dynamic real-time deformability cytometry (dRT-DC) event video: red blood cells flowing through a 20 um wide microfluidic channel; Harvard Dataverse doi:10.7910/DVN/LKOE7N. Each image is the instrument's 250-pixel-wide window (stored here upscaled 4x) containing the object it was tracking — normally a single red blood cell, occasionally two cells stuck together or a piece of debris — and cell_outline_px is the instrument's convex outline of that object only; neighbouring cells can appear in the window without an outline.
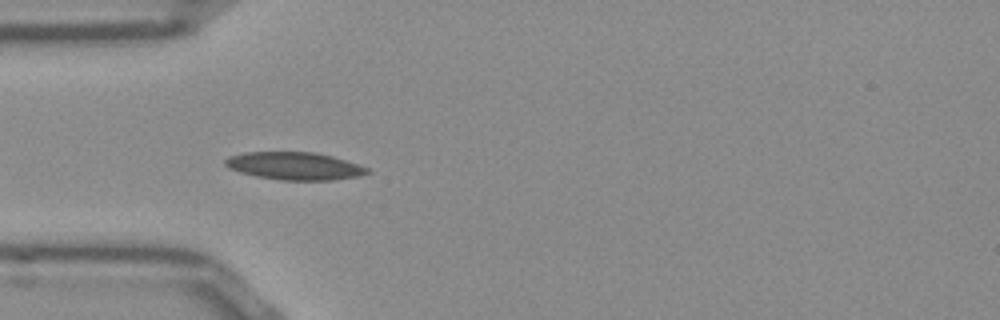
{"species": "Egyptian fruit bat (a non-hibernating species)", "species_latin": "Rousettus aegyptiacus", "temperature_condition": "room temperature", "stored_images_in_passage": 38, "camera_frame_rate_fps": 3000, "um_per_image_px": 0.085, "frame": {"image": 1, "passage_image": 1, "time_ms": 0.0, "image_size_px": [1000, 320], "cell_outline_px": [[372, 172], [360, 176], [332, 180], [280, 180], [256, 176], [240, 172], [228, 168], [224, 164], [224, 160], [228, 156], [244, 152], [316, 152], [332, 156], [368, 168]], "centroid_in_image_um": [25.01, 14.11], "position_along_channel_um": 60.0, "area_um2": 22.95}}
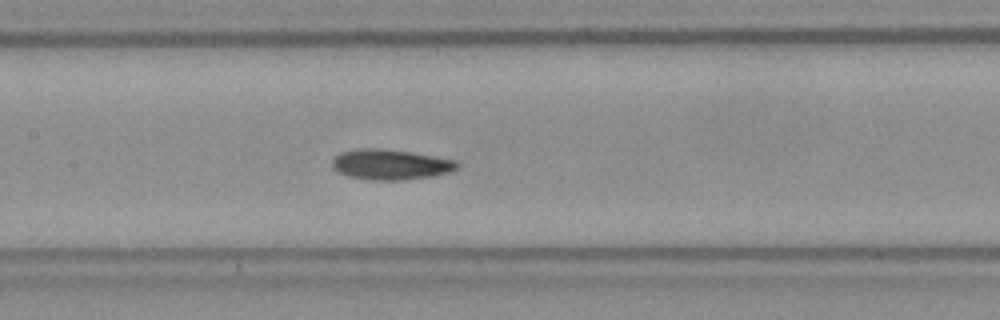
{"frame": {"image": 2, "passage_image": 10, "time_ms": 3.0, "image_size_px": [1000, 320], "cell_outline_px": [[460, 164], [456, 168], [448, 172], [432, 176], [400, 180], [372, 180], [348, 176], [336, 172], [332, 164], [332, 160], [340, 152], [356, 148], [380, 148], [408, 152], [456, 160]], "centroid_in_image_um": [33.14, 13.98], "position_along_channel_um": 174.3, "area_um2": 21.96}}
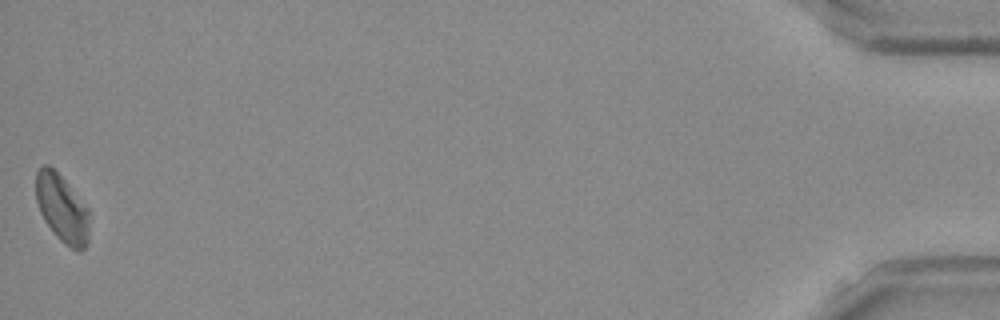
{"frame": {"image": 3, "passage_image": 38, "time_ms": 12.333, "image_size_px": [1000, 320], "cell_outline_px": [[88, 244], [80, 252], [64, 244], [56, 236], [44, 220], [40, 212], [36, 200], [36, 172], [44, 164], [48, 164], [64, 180], [88, 208]], "centroid_in_image_um": [5.26, 17.74], "position_along_channel_um": 429.9, "area_um2": 20.87}, "authors_computed_cell_mechanics": {"area_um2": 21.2704, "velocity_mm_per_s": 3.8392, "shape_relaxation_time_tau1_ms": 7.4723, "shape_relaxation_time_tau2_ms": null, "deformation_change_tau1": 0.1314, "deformation_change_tau2": null}}